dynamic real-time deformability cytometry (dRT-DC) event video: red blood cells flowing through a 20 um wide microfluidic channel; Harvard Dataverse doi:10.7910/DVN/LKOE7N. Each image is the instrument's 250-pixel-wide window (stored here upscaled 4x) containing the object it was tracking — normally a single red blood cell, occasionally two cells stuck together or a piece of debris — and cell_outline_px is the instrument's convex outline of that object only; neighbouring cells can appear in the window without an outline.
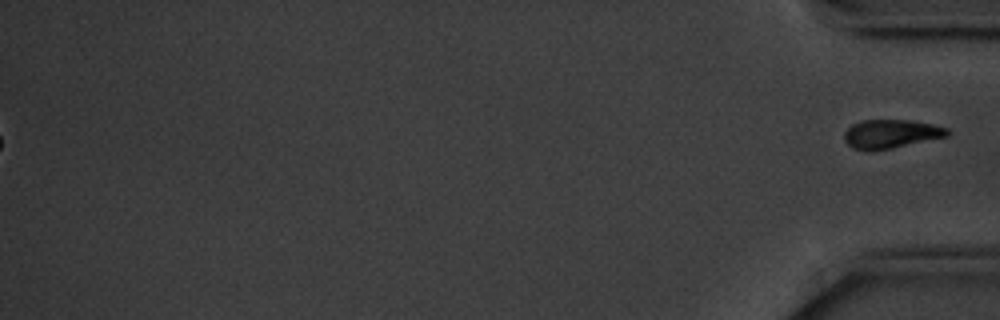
{"species": "common noctule bat (a hibernating species)", "species_latin": "Nyctalus noctula", "temperature_condition": "cold", "stored_images_in_passage": 58, "segment_of_instrument_passage": [2, 2], "camera_frame_rate_fps": 3000, "um_per_image_px": 0.085, "animal": {"sex": "male", "body_mass_g": 20.1, "forearm_length_mm": 53.5}, "frame": {"image": 1, "passage_image": 58, "time_ms": 19.0, "image_size_px": [1000, 320], "cell_outline_px": [[952, 132], [948, 136], [892, 148], [852, 148], [844, 140], [844, 132], [852, 124], [860, 120], [908, 120], [932, 124], [948, 128]], "centroid_in_image_um": [75.77, 11.34], "position_along_channel_um": 359.4, "area_um2": 16.88}}